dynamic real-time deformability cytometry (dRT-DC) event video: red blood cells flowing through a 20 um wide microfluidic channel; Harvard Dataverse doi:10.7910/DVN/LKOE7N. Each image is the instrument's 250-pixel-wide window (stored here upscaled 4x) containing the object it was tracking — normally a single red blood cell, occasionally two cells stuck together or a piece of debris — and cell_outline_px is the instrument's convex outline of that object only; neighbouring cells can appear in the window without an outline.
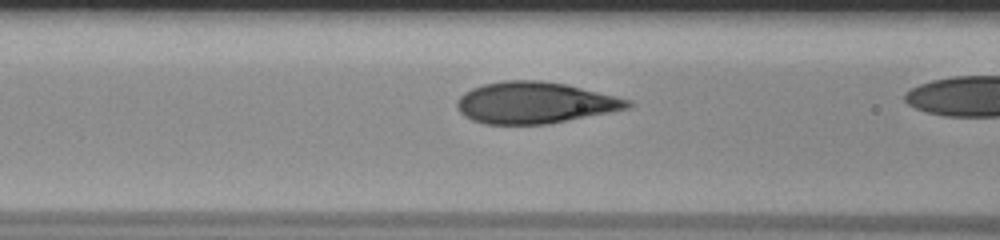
{"species": "human", "species_latin": "Homo sapiens", "temperature_condition": "room temperature", "stored_images_in_passage": 29, "camera_frame_rate_fps": 3000, "um_per_image_px": 0.085, "donor": {"sex": "male"}, "frame": {"image": 1, "passage_image": 9, "time_ms": 2.667, "image_size_px": [1000, 240], "cell_outline_px": [[632, 104], [628, 108], [548, 124], [484, 124], [472, 120], [464, 116], [460, 112], [456, 104], [456, 100], [464, 92], [472, 88], [484, 84], [504, 80], [540, 80], [564, 84], [632, 100]], "centroid_in_image_um": [45.4, 8.73], "position_along_channel_um": 121.2, "area_um2": 40.98}}
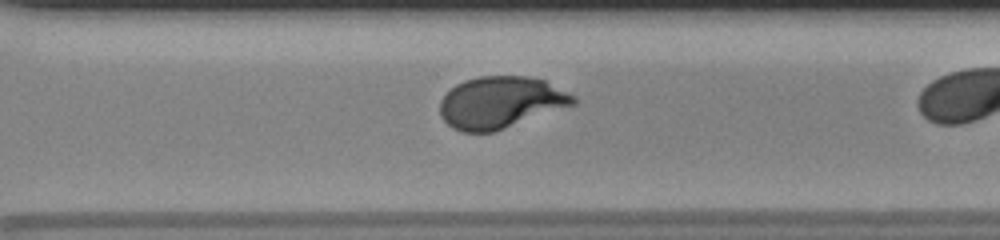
{"frame": {"image": 2, "passage_image": 25, "time_ms": 8.0, "image_size_px": [1000, 240], "cell_outline_px": [[576, 104], [492, 132], [464, 132], [452, 128], [440, 116], [440, 100], [456, 84], [464, 80], [480, 76], [528, 76], [544, 80], [576, 96]], "centroid_in_image_um": [42.55, 8.7], "position_along_channel_um": 328.1, "area_um2": 40.06}}